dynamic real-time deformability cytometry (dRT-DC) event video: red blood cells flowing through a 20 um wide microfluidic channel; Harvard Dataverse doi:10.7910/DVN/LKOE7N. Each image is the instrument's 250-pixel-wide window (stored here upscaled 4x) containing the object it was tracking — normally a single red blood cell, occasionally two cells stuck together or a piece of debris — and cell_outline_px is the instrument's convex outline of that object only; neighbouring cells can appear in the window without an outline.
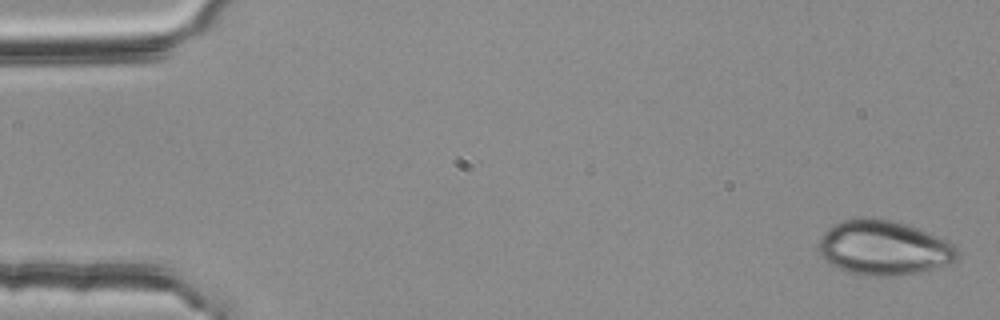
{"species": "common noctule bat (a hibernating species)", "species_latin": "Nyctalus noctula", "temperature_condition": "room temperature", "stored_images_in_passage": 4, "camera_frame_rate_fps": 3000, "um_per_image_px": 0.085, "animal": {"sex": "female", "body_mass_g": 25.1}, "frame": {"image": 1, "passage_image": 1, "time_ms": 0.0, "image_size_px": [1000, 320], "cell_outline_px": [[960, 256], [956, 260], [948, 264], [920, 272], [896, 276], [864, 276], [848, 272], [836, 268], [824, 260], [820, 256], [816, 248], [824, 232], [832, 224], [844, 220], [864, 216], [872, 216], [892, 220], [908, 224], [948, 240], [960, 252]], "centroid_in_image_um": [75.09, 21.06], "position_along_channel_um": 9.9, "area_um2": 45.03}}